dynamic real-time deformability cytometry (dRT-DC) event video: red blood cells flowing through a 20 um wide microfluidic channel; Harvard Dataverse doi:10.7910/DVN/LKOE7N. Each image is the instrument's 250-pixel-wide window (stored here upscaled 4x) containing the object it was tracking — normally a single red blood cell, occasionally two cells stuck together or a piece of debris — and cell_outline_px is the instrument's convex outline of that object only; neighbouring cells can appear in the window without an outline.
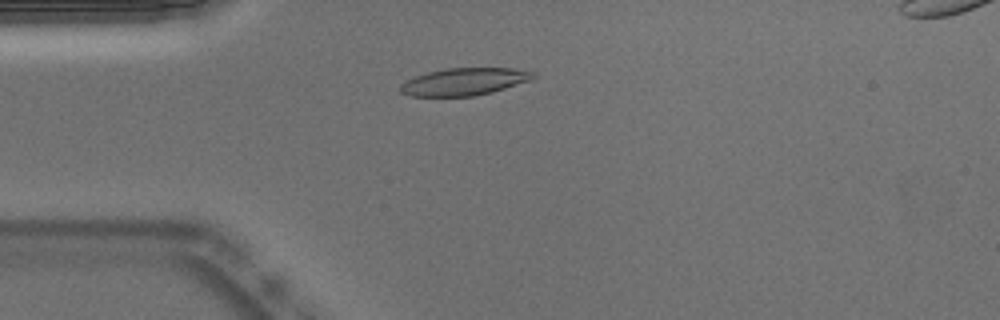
{"species": "Egyptian fruit bat (a non-hibernating species)", "species_latin": "Rousettus aegyptiacus", "temperature_condition": "warm", "stored_images_in_passage": 52, "segment_of_instrument_passage": [1, 2], "camera_frame_rate_fps": 3000, "um_per_image_px": 0.085, "animal": {"sex": "male"}, "frame": {"image": 1, "passage_image": 12, "time_ms": 3.667, "image_size_px": [1000, 320], "cell_outline_px": [[536, 76], [532, 80], [492, 92], [472, 96], [408, 96], [400, 92], [400, 84], [416, 76], [428, 72], [448, 68], [512, 68], [536, 72]], "centroid_in_image_um": [39.49, 6.94], "position_along_channel_um": 45.5, "area_um2": 21.15}}
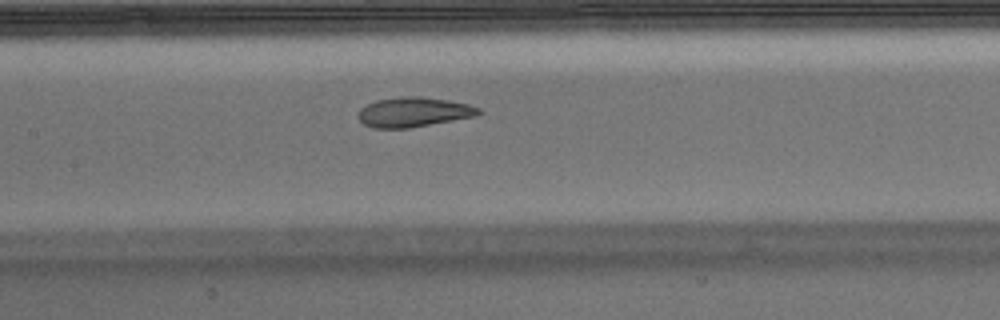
{"frame": {"image": 2, "passage_image": 23, "time_ms": 7.333, "image_size_px": [1000, 320], "cell_outline_px": [[484, 112], [476, 116], [408, 128], [372, 128], [364, 124], [356, 116], [360, 108], [376, 100], [404, 96], [420, 96], [448, 100], [468, 104], [480, 108]], "centroid_in_image_um": [35.15, 9.52], "position_along_channel_um": 172.2, "area_um2": 20.92}}
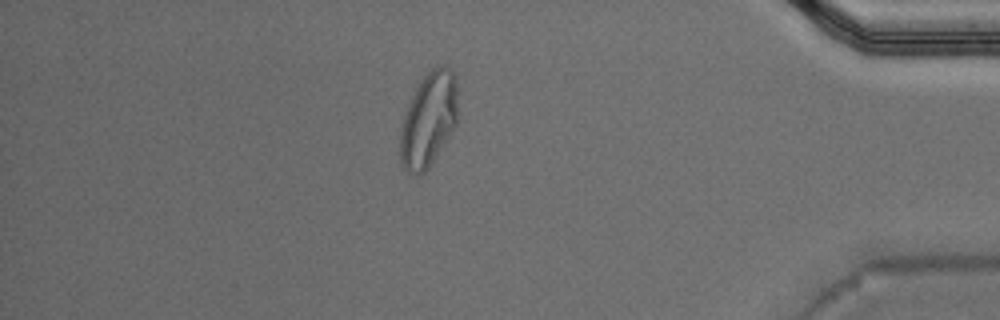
{"frame": {"image": 3, "passage_image": 44, "time_ms": 14.333, "image_size_px": [1000, 320], "cell_outline_px": [[456, 124], [428, 168], [420, 176], [408, 172], [404, 168], [400, 160], [400, 132], [404, 116], [408, 104], [420, 80], [436, 64], [444, 64], [452, 68], [456, 76]], "centroid_in_image_um": [36.42, 10.13], "position_along_channel_um": 398.8, "area_um2": 31.56}}